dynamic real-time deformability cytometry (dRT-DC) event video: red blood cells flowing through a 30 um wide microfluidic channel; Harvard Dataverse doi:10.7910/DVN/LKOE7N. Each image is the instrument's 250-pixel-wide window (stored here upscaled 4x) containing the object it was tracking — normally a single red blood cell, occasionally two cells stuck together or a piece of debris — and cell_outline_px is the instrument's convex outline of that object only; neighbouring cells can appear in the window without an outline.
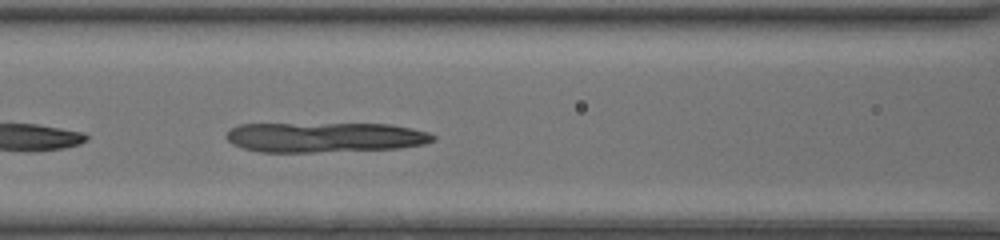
{"species": "common noctule bat (a hibernating species)", "species_latin": "Nyctalus noctula", "temperature_condition": "room temperature", "stored_images_in_passage": 40, "camera_frame_rate_fps": 3000, "um_per_image_px": 0.085, "animal": {"sex": "female", "body_mass_g": 20.0, "forearm_length_mm": 54.0}, "frame": {"image": 1, "passage_image": 16, "time_ms": 5.0, "image_size_px": [1000, 240], "cell_outline_px": [[436, 140], [424, 144], [400, 148], [316, 152], [260, 152], [244, 148], [232, 144], [224, 136], [228, 128], [240, 124], [388, 124], [412, 128], [428, 132], [436, 136]], "centroid_in_image_um": [27.6, 11.67], "position_along_channel_um": 139.0, "area_um2": 36.3}}
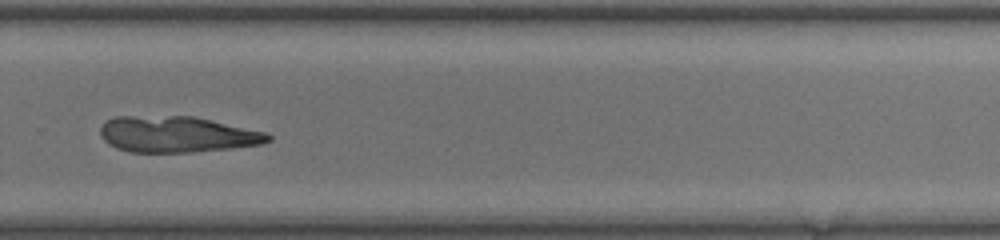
{"frame": {"image": 2, "passage_image": 28, "time_ms": 9.0, "image_size_px": [1000, 240], "cell_outline_px": [[272, 140], [264, 144], [192, 152], [128, 152], [116, 148], [108, 144], [104, 140], [100, 132], [100, 128], [104, 120], [116, 116], [192, 116], [264, 132], [272, 136]], "centroid_in_image_um": [14.99, 11.42], "position_along_channel_um": 314.8, "area_um2": 35.2}}
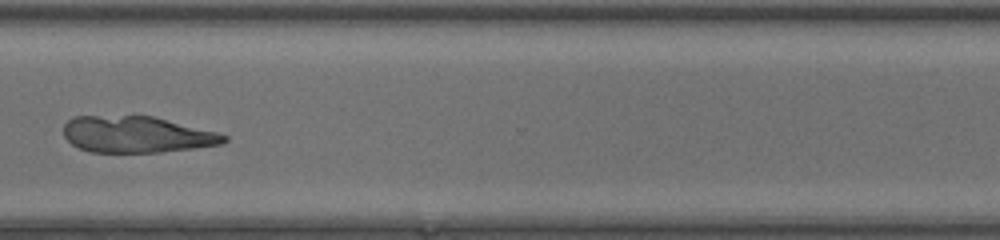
{"frame": {"image": 3, "passage_image": 31, "time_ms": 10.0, "image_size_px": [1000, 240], "cell_outline_px": [[228, 140], [220, 144], [192, 148], [160, 152], [92, 152], [80, 148], [72, 144], [64, 136], [64, 124], [72, 116], [152, 116], [216, 132], [228, 136]], "centroid_in_image_um": [11.58, 11.43], "position_along_channel_um": 359.0, "area_um2": 33.7}}